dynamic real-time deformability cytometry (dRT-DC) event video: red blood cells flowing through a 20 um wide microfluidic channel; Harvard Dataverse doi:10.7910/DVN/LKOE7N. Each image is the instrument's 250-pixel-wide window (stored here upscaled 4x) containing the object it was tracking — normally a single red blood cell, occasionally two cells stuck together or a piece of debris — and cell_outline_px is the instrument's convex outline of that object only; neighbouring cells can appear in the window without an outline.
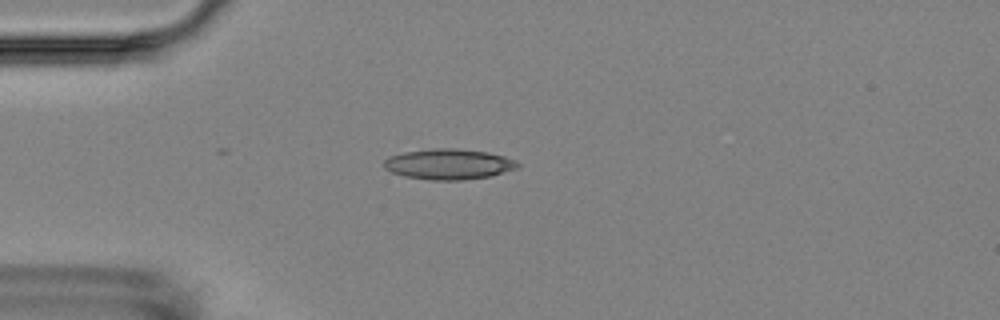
{"species": "Egyptian fruit bat (a non-hibernating species)", "species_latin": "Rousettus aegyptiacus", "temperature_condition": "room temperature", "stored_images_in_passage": 14, "camera_frame_rate_fps": 3000, "um_per_image_px": 0.085, "animal": {"sex": "female"}, "frame": {"image": 1, "passage_image": 3, "time_ms": 3.333, "image_size_px": [1000, 320], "cell_outline_px": [[520, 168], [492, 176], [460, 180], [432, 180], [404, 176], [392, 172], [384, 168], [384, 160], [388, 156], [404, 152], [432, 148], [456, 148], [488, 152], [504, 156], [516, 160], [520, 164]], "centroid_in_image_um": [38.17, 13.95], "position_along_channel_um": 46.8, "area_um2": 24.04}}
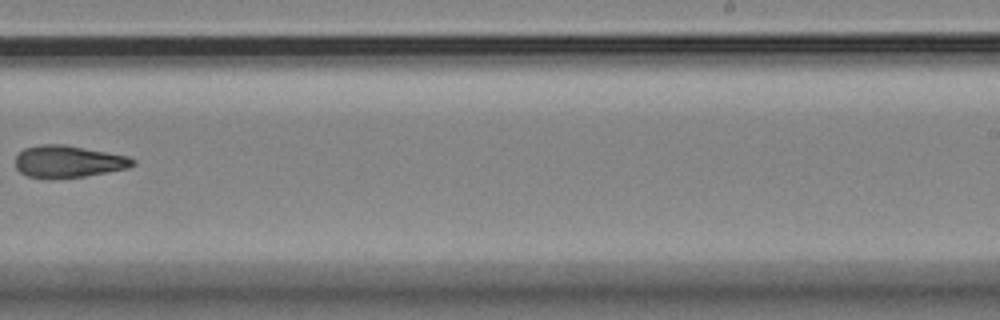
{"frame": {"image": 2, "passage_image": 9, "time_ms": 10.333, "image_size_px": [1000, 320], "cell_outline_px": [[136, 164], [128, 168], [84, 176], [28, 176], [20, 172], [16, 168], [16, 156], [24, 148], [40, 144], [64, 144], [128, 156], [136, 160]], "centroid_in_image_um": [5.83, 13.69], "position_along_channel_um": 283.2, "area_um2": 21.33}}
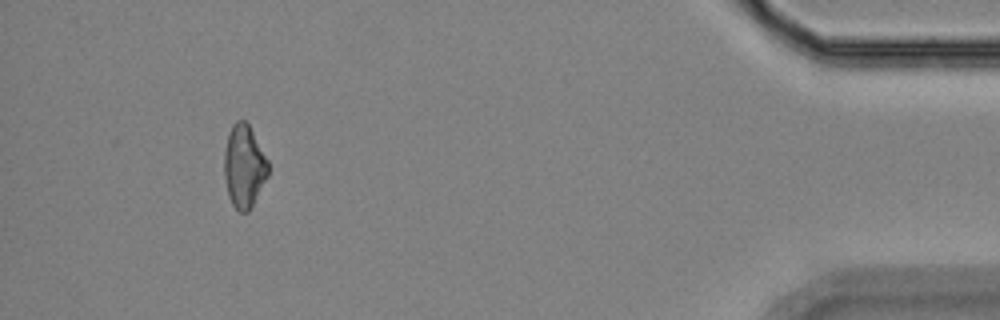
{"frame": {"image": 3, "passage_image": 13, "time_ms": 15.667, "image_size_px": [1000, 320], "cell_outline_px": [[268, 176], [248, 212], [240, 212], [232, 204], [228, 196], [224, 176], [224, 152], [228, 136], [232, 124], [236, 120], [244, 120], [248, 124], [268, 160]], "centroid_in_image_um": [20.73, 14.14], "position_along_channel_um": 414.5, "area_um2": 21.04}, "authors_computed_cell_mechanics": {"area_um2": 21.8195, "velocity_mm_per_s": 3.6086, "shape_relaxation_time_tau1_ms": 8.8871, "shape_relaxation_time_tau2_ms": 10.5887, "deformation_change_tau1": 0.1561, "deformation_change_tau2": 0.2087}}